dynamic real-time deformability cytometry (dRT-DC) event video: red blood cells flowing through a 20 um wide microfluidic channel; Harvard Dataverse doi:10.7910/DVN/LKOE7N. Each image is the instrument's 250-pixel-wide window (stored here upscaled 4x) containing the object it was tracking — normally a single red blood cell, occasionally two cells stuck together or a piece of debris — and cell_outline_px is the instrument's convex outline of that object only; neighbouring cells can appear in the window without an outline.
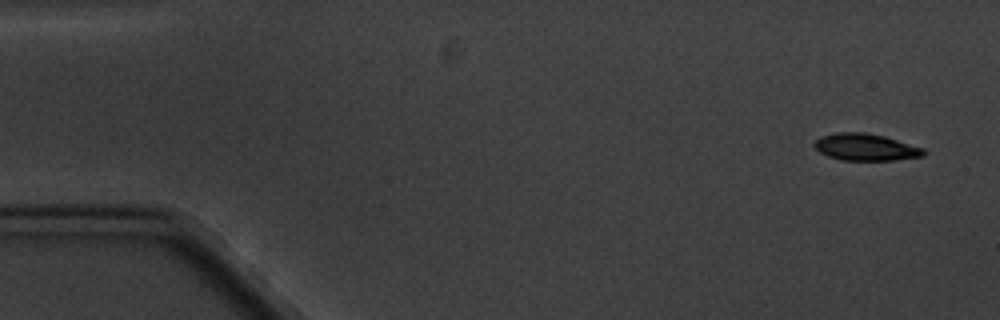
{"species": "common noctule bat (a hibernating species)", "species_latin": "Nyctalus noctula", "temperature_condition": "cold", "stored_images_in_passage": 6, "camera_frame_rate_fps": 3000, "um_per_image_px": 0.085, "animal": {"sex": "male", "body_mass_g": 20.1, "forearm_length_mm": 53.5}, "frame": {"image": 1, "passage_image": 1, "time_ms": 0.0, "image_size_px": [1000, 320], "cell_outline_px": [[928, 152], [924, 156], [896, 160], [840, 160], [828, 156], [820, 152], [812, 144], [820, 136], [836, 132], [864, 132], [884, 136], [924, 148]], "centroid_in_image_um": [73.59, 12.51], "position_along_channel_um": 11.4, "area_um2": 17.28}}
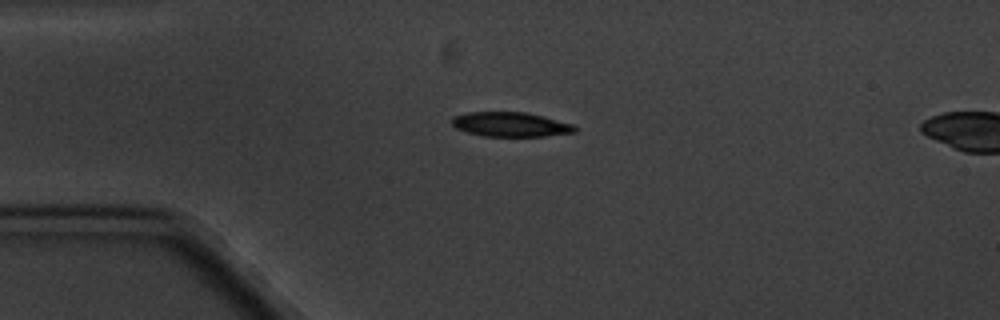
{"frame": {"image": 2, "passage_image": 4, "time_ms": 3.667, "image_size_px": [1000, 320], "cell_outline_px": [[580, 128], [576, 132], [544, 136], [484, 136], [468, 132], [456, 128], [452, 124], [452, 116], [468, 112], [524, 112], [544, 116], [572, 124]], "centroid_in_image_um": [43.42, 10.57], "position_along_channel_um": 41.6, "area_um2": 17.57}}